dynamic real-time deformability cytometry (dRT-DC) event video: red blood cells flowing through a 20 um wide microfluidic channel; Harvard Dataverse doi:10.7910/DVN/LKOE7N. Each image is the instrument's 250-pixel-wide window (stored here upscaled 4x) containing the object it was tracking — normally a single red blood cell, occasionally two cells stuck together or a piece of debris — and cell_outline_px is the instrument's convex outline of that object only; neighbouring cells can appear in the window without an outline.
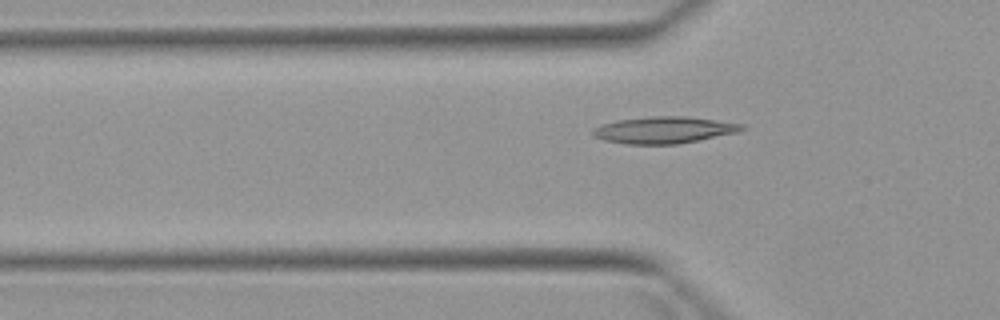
{"species": "Egyptian fruit bat (a non-hibernating species)", "species_latin": "Rousettus aegyptiacus", "temperature_condition": "warm", "stored_images_in_passage": 6, "camera_frame_rate_fps": 3000, "um_per_image_px": 0.085, "animal": {"sex": "female"}, "frame": {"image": 1, "passage_image": 6, "time_ms": 6.0, "image_size_px": [1000, 320], "cell_outline_px": [[748, 128], [736, 132], [676, 144], [624, 144], [604, 140], [592, 136], [592, 128], [600, 124], [616, 120], [648, 116], [684, 116], [744, 124]], "centroid_in_image_um": [56.36, 11.04], "position_along_channel_um": 69.4, "area_um2": 23.18}}